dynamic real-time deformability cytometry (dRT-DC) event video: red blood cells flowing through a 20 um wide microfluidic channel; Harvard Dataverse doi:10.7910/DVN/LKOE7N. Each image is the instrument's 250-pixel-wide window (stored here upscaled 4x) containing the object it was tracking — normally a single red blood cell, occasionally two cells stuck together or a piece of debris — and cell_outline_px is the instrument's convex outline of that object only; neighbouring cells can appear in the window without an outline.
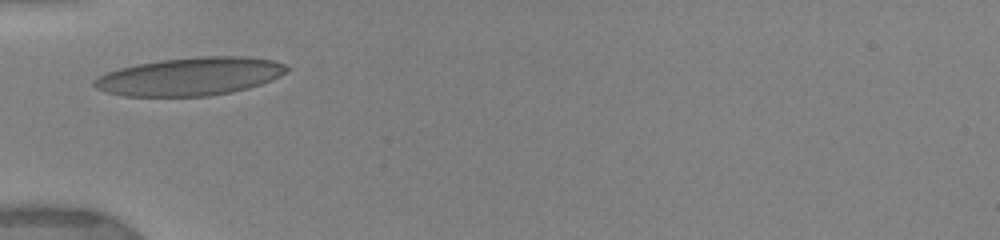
{"species": "human", "species_latin": "Homo sapiens", "temperature_condition": "warm", "stored_images_in_passage": 4, "camera_frame_rate_fps": 3000, "um_per_image_px": 0.085, "donor": {"sex": "female"}, "frame": {"image": 1, "passage_image": 1, "time_ms": 0.0, "image_size_px": [1000, 240], "cell_outline_px": [[288, 68], [280, 76], [272, 80], [248, 88], [232, 92], [208, 96], [124, 96], [104, 92], [96, 88], [92, 84], [92, 80], [108, 72], [120, 68], [136, 64], [160, 60], [196, 56], [244, 56], [276, 60], [284, 64]], "centroid_in_image_um": [16.15, 6.49], "position_along_channel_um": 68.8, "area_um2": 42.83}}